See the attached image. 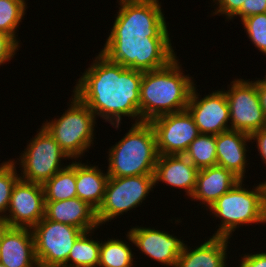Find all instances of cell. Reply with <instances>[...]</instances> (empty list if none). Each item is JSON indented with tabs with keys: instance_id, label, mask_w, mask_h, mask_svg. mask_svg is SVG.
Wrapping results in <instances>:
<instances>
[{
	"instance_id": "6da1fadb",
	"label": "cell",
	"mask_w": 266,
	"mask_h": 267,
	"mask_svg": "<svg viewBox=\"0 0 266 267\" xmlns=\"http://www.w3.org/2000/svg\"><path fill=\"white\" fill-rule=\"evenodd\" d=\"M119 12L101 53L142 72L165 67L176 57L158 0H120Z\"/></svg>"
},
{
	"instance_id": "7a4b0ae2",
	"label": "cell",
	"mask_w": 266,
	"mask_h": 267,
	"mask_svg": "<svg viewBox=\"0 0 266 267\" xmlns=\"http://www.w3.org/2000/svg\"><path fill=\"white\" fill-rule=\"evenodd\" d=\"M80 77L74 94L96 115L119 128L121 116L137 117L140 122L142 71L125 68L101 52ZM113 119V120H112ZM115 121V122H114Z\"/></svg>"
},
{
	"instance_id": "3957f363",
	"label": "cell",
	"mask_w": 266,
	"mask_h": 267,
	"mask_svg": "<svg viewBox=\"0 0 266 267\" xmlns=\"http://www.w3.org/2000/svg\"><path fill=\"white\" fill-rule=\"evenodd\" d=\"M194 83L175 58L163 68L142 72L140 122L187 109Z\"/></svg>"
},
{
	"instance_id": "277c9868",
	"label": "cell",
	"mask_w": 266,
	"mask_h": 267,
	"mask_svg": "<svg viewBox=\"0 0 266 267\" xmlns=\"http://www.w3.org/2000/svg\"><path fill=\"white\" fill-rule=\"evenodd\" d=\"M159 153L149 122L134 123L128 133L109 151V177L154 175Z\"/></svg>"
},
{
	"instance_id": "5b68a950",
	"label": "cell",
	"mask_w": 266,
	"mask_h": 267,
	"mask_svg": "<svg viewBox=\"0 0 266 267\" xmlns=\"http://www.w3.org/2000/svg\"><path fill=\"white\" fill-rule=\"evenodd\" d=\"M239 180L227 193L223 194L209 209L222 219V224L213 237L229 238L239 225L266 222L265 188L261 183L254 191L242 188Z\"/></svg>"
},
{
	"instance_id": "8992f818",
	"label": "cell",
	"mask_w": 266,
	"mask_h": 267,
	"mask_svg": "<svg viewBox=\"0 0 266 267\" xmlns=\"http://www.w3.org/2000/svg\"><path fill=\"white\" fill-rule=\"evenodd\" d=\"M73 97L70 108L59 119L43 124L71 159L80 157L93 143L95 126V114L75 95Z\"/></svg>"
},
{
	"instance_id": "52a82bcc",
	"label": "cell",
	"mask_w": 266,
	"mask_h": 267,
	"mask_svg": "<svg viewBox=\"0 0 266 267\" xmlns=\"http://www.w3.org/2000/svg\"><path fill=\"white\" fill-rule=\"evenodd\" d=\"M155 186L154 175L109 177L104 199L96 211L98 224L136 208Z\"/></svg>"
},
{
	"instance_id": "ba28073f",
	"label": "cell",
	"mask_w": 266,
	"mask_h": 267,
	"mask_svg": "<svg viewBox=\"0 0 266 267\" xmlns=\"http://www.w3.org/2000/svg\"><path fill=\"white\" fill-rule=\"evenodd\" d=\"M32 229L38 264L45 267H62L74 243L85 232L45 217Z\"/></svg>"
},
{
	"instance_id": "9c48e42d",
	"label": "cell",
	"mask_w": 266,
	"mask_h": 267,
	"mask_svg": "<svg viewBox=\"0 0 266 267\" xmlns=\"http://www.w3.org/2000/svg\"><path fill=\"white\" fill-rule=\"evenodd\" d=\"M70 158L42 126L38 134L30 141L27 149L21 155L23 176L20 179L27 182L43 184L65 167H60L61 159Z\"/></svg>"
},
{
	"instance_id": "30bf717a",
	"label": "cell",
	"mask_w": 266,
	"mask_h": 267,
	"mask_svg": "<svg viewBox=\"0 0 266 267\" xmlns=\"http://www.w3.org/2000/svg\"><path fill=\"white\" fill-rule=\"evenodd\" d=\"M225 92L230 111L231 130L253 132L266 126V116L261 107L257 84L237 79Z\"/></svg>"
},
{
	"instance_id": "8fae6325",
	"label": "cell",
	"mask_w": 266,
	"mask_h": 267,
	"mask_svg": "<svg viewBox=\"0 0 266 267\" xmlns=\"http://www.w3.org/2000/svg\"><path fill=\"white\" fill-rule=\"evenodd\" d=\"M149 123L155 133L159 155H184L191 142L200 134L187 109L158 116Z\"/></svg>"
},
{
	"instance_id": "7c38bea8",
	"label": "cell",
	"mask_w": 266,
	"mask_h": 267,
	"mask_svg": "<svg viewBox=\"0 0 266 267\" xmlns=\"http://www.w3.org/2000/svg\"><path fill=\"white\" fill-rule=\"evenodd\" d=\"M9 214L2 221L8 227L33 228L45 215L42 184L19 179L13 187Z\"/></svg>"
},
{
	"instance_id": "4fadbf2b",
	"label": "cell",
	"mask_w": 266,
	"mask_h": 267,
	"mask_svg": "<svg viewBox=\"0 0 266 267\" xmlns=\"http://www.w3.org/2000/svg\"><path fill=\"white\" fill-rule=\"evenodd\" d=\"M194 87L187 110L194 118L200 134L218 135L221 132L230 130L227 125L230 120L229 105L225 91H216L200 99Z\"/></svg>"
},
{
	"instance_id": "5bb4252c",
	"label": "cell",
	"mask_w": 266,
	"mask_h": 267,
	"mask_svg": "<svg viewBox=\"0 0 266 267\" xmlns=\"http://www.w3.org/2000/svg\"><path fill=\"white\" fill-rule=\"evenodd\" d=\"M144 254L162 264L175 267L185 243L167 232L151 228L135 227L127 234Z\"/></svg>"
},
{
	"instance_id": "9a60e30c",
	"label": "cell",
	"mask_w": 266,
	"mask_h": 267,
	"mask_svg": "<svg viewBox=\"0 0 266 267\" xmlns=\"http://www.w3.org/2000/svg\"><path fill=\"white\" fill-rule=\"evenodd\" d=\"M0 263L5 267L39 266L31 228L8 227L2 222Z\"/></svg>"
},
{
	"instance_id": "2e32d148",
	"label": "cell",
	"mask_w": 266,
	"mask_h": 267,
	"mask_svg": "<svg viewBox=\"0 0 266 267\" xmlns=\"http://www.w3.org/2000/svg\"><path fill=\"white\" fill-rule=\"evenodd\" d=\"M44 217L48 220L75 226L85 232L99 226L96 210L78 197L61 201H45Z\"/></svg>"
},
{
	"instance_id": "e0dca14e",
	"label": "cell",
	"mask_w": 266,
	"mask_h": 267,
	"mask_svg": "<svg viewBox=\"0 0 266 267\" xmlns=\"http://www.w3.org/2000/svg\"><path fill=\"white\" fill-rule=\"evenodd\" d=\"M198 169L184 155H159L155 166L154 181L186 190L192 196L196 187Z\"/></svg>"
},
{
	"instance_id": "ac0fdd59",
	"label": "cell",
	"mask_w": 266,
	"mask_h": 267,
	"mask_svg": "<svg viewBox=\"0 0 266 267\" xmlns=\"http://www.w3.org/2000/svg\"><path fill=\"white\" fill-rule=\"evenodd\" d=\"M250 135L236 130H227L216 135L217 165L231 171L243 180L246 164V142Z\"/></svg>"
},
{
	"instance_id": "d6986e66",
	"label": "cell",
	"mask_w": 266,
	"mask_h": 267,
	"mask_svg": "<svg viewBox=\"0 0 266 267\" xmlns=\"http://www.w3.org/2000/svg\"><path fill=\"white\" fill-rule=\"evenodd\" d=\"M240 179L231 171L218 165L200 169L191 198L201 200L208 208L227 193Z\"/></svg>"
},
{
	"instance_id": "ffe728a7",
	"label": "cell",
	"mask_w": 266,
	"mask_h": 267,
	"mask_svg": "<svg viewBox=\"0 0 266 267\" xmlns=\"http://www.w3.org/2000/svg\"><path fill=\"white\" fill-rule=\"evenodd\" d=\"M228 239L212 236L191 251L185 245L175 267H226Z\"/></svg>"
},
{
	"instance_id": "44dd1931",
	"label": "cell",
	"mask_w": 266,
	"mask_h": 267,
	"mask_svg": "<svg viewBox=\"0 0 266 267\" xmlns=\"http://www.w3.org/2000/svg\"><path fill=\"white\" fill-rule=\"evenodd\" d=\"M109 176L95 166L76 162L77 197L87 202L96 211L101 206Z\"/></svg>"
},
{
	"instance_id": "7402d4cb",
	"label": "cell",
	"mask_w": 266,
	"mask_h": 267,
	"mask_svg": "<svg viewBox=\"0 0 266 267\" xmlns=\"http://www.w3.org/2000/svg\"><path fill=\"white\" fill-rule=\"evenodd\" d=\"M45 201H61L77 197L76 162L65 166L42 184Z\"/></svg>"
},
{
	"instance_id": "603a6c76",
	"label": "cell",
	"mask_w": 266,
	"mask_h": 267,
	"mask_svg": "<svg viewBox=\"0 0 266 267\" xmlns=\"http://www.w3.org/2000/svg\"><path fill=\"white\" fill-rule=\"evenodd\" d=\"M184 156L200 170L217 165L216 135L199 134L189 145Z\"/></svg>"
},
{
	"instance_id": "cb8c5ba5",
	"label": "cell",
	"mask_w": 266,
	"mask_h": 267,
	"mask_svg": "<svg viewBox=\"0 0 266 267\" xmlns=\"http://www.w3.org/2000/svg\"><path fill=\"white\" fill-rule=\"evenodd\" d=\"M89 233L91 232H84L76 240L67 262L62 267H97L99 265L101 243L87 238ZM68 262L72 264L68 265Z\"/></svg>"
},
{
	"instance_id": "d4e9b609",
	"label": "cell",
	"mask_w": 266,
	"mask_h": 267,
	"mask_svg": "<svg viewBox=\"0 0 266 267\" xmlns=\"http://www.w3.org/2000/svg\"><path fill=\"white\" fill-rule=\"evenodd\" d=\"M133 254L129 245L119 239L101 242L99 267H132Z\"/></svg>"
},
{
	"instance_id": "484cf974",
	"label": "cell",
	"mask_w": 266,
	"mask_h": 267,
	"mask_svg": "<svg viewBox=\"0 0 266 267\" xmlns=\"http://www.w3.org/2000/svg\"><path fill=\"white\" fill-rule=\"evenodd\" d=\"M25 10V0H0V32L10 35L17 43L15 31Z\"/></svg>"
},
{
	"instance_id": "4316f807",
	"label": "cell",
	"mask_w": 266,
	"mask_h": 267,
	"mask_svg": "<svg viewBox=\"0 0 266 267\" xmlns=\"http://www.w3.org/2000/svg\"><path fill=\"white\" fill-rule=\"evenodd\" d=\"M242 22L255 47L266 55V13L249 16Z\"/></svg>"
},
{
	"instance_id": "83f0119b",
	"label": "cell",
	"mask_w": 266,
	"mask_h": 267,
	"mask_svg": "<svg viewBox=\"0 0 266 267\" xmlns=\"http://www.w3.org/2000/svg\"><path fill=\"white\" fill-rule=\"evenodd\" d=\"M15 164L12 161L6 169L0 172V222L4 220L5 216V214L2 215V212L8 211L13 187L20 179L16 172Z\"/></svg>"
},
{
	"instance_id": "f1b7e54d",
	"label": "cell",
	"mask_w": 266,
	"mask_h": 267,
	"mask_svg": "<svg viewBox=\"0 0 266 267\" xmlns=\"http://www.w3.org/2000/svg\"><path fill=\"white\" fill-rule=\"evenodd\" d=\"M10 35L0 32V65L9 61L20 47Z\"/></svg>"
},
{
	"instance_id": "f546056e",
	"label": "cell",
	"mask_w": 266,
	"mask_h": 267,
	"mask_svg": "<svg viewBox=\"0 0 266 267\" xmlns=\"http://www.w3.org/2000/svg\"><path fill=\"white\" fill-rule=\"evenodd\" d=\"M215 1V0H213ZM219 4L217 10L214 12L216 14H225L227 18L233 19L234 16L241 10L243 3L247 0H216Z\"/></svg>"
},
{
	"instance_id": "4dcf8cb0",
	"label": "cell",
	"mask_w": 266,
	"mask_h": 267,
	"mask_svg": "<svg viewBox=\"0 0 266 267\" xmlns=\"http://www.w3.org/2000/svg\"><path fill=\"white\" fill-rule=\"evenodd\" d=\"M263 13H266V0H247L236 16L239 15L243 20L249 16Z\"/></svg>"
},
{
	"instance_id": "1f68e13d",
	"label": "cell",
	"mask_w": 266,
	"mask_h": 267,
	"mask_svg": "<svg viewBox=\"0 0 266 267\" xmlns=\"http://www.w3.org/2000/svg\"><path fill=\"white\" fill-rule=\"evenodd\" d=\"M240 267H266V253L243 256Z\"/></svg>"
},
{
	"instance_id": "d6a6232c",
	"label": "cell",
	"mask_w": 266,
	"mask_h": 267,
	"mask_svg": "<svg viewBox=\"0 0 266 267\" xmlns=\"http://www.w3.org/2000/svg\"><path fill=\"white\" fill-rule=\"evenodd\" d=\"M251 140H257L258 151L260 152V156L264 160L266 164V126L253 132L250 135Z\"/></svg>"
},
{
	"instance_id": "836d02e7",
	"label": "cell",
	"mask_w": 266,
	"mask_h": 267,
	"mask_svg": "<svg viewBox=\"0 0 266 267\" xmlns=\"http://www.w3.org/2000/svg\"><path fill=\"white\" fill-rule=\"evenodd\" d=\"M257 84V91L260 98L261 107L266 116V82L264 80L255 81Z\"/></svg>"
},
{
	"instance_id": "e575fe53",
	"label": "cell",
	"mask_w": 266,
	"mask_h": 267,
	"mask_svg": "<svg viewBox=\"0 0 266 267\" xmlns=\"http://www.w3.org/2000/svg\"><path fill=\"white\" fill-rule=\"evenodd\" d=\"M12 162L11 161H8V162H4V163H1L2 165H0V172H2L4 169H6V167Z\"/></svg>"
},
{
	"instance_id": "d590c367",
	"label": "cell",
	"mask_w": 266,
	"mask_h": 267,
	"mask_svg": "<svg viewBox=\"0 0 266 267\" xmlns=\"http://www.w3.org/2000/svg\"><path fill=\"white\" fill-rule=\"evenodd\" d=\"M1 239H2V222H0V247H1Z\"/></svg>"
},
{
	"instance_id": "8d00e7d4",
	"label": "cell",
	"mask_w": 266,
	"mask_h": 267,
	"mask_svg": "<svg viewBox=\"0 0 266 267\" xmlns=\"http://www.w3.org/2000/svg\"><path fill=\"white\" fill-rule=\"evenodd\" d=\"M265 188V203H266V181L263 183Z\"/></svg>"
}]
</instances>
